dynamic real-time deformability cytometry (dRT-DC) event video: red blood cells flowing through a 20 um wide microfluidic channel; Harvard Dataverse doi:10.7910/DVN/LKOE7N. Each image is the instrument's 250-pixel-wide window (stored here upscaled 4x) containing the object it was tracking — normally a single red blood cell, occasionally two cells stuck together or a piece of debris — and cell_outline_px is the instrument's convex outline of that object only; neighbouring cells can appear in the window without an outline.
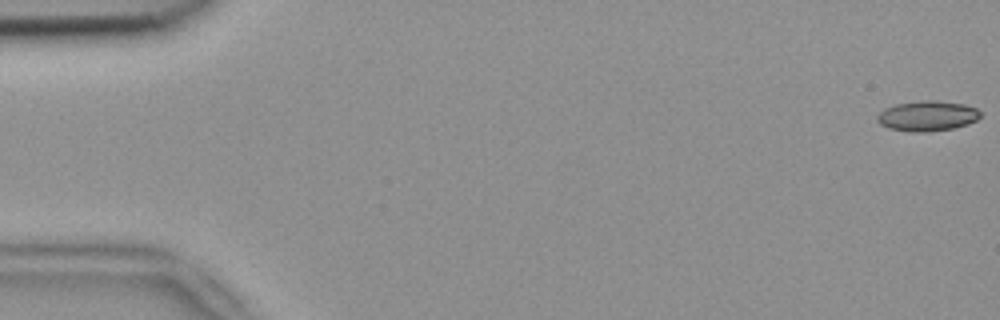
{"species": "common noctule bat (a hibernating species)", "species_latin": "Nyctalus noctula", "temperature_condition": "room temperature", "stored_images_in_passage": 48, "camera_frame_rate_fps": 3000, "um_per_image_px": 0.085, "animal": {"sex": "female", "body_mass_g": 18.4}, "frame": {"image": 1, "passage_image": 1, "time_ms": 0.0, "image_size_px": [1000, 320], "cell_outline_px": [[980, 116], [976, 120], [968, 124], [952, 128], [928, 132], [912, 132], [888, 128], [880, 124], [876, 120], [876, 116], [884, 108], [896, 104], [920, 100], [936, 100], [964, 104], [976, 108], [980, 112]], "centroid_in_image_um": [78.79, 9.85], "position_along_channel_um": 6.2, "area_um2": 18.26}}
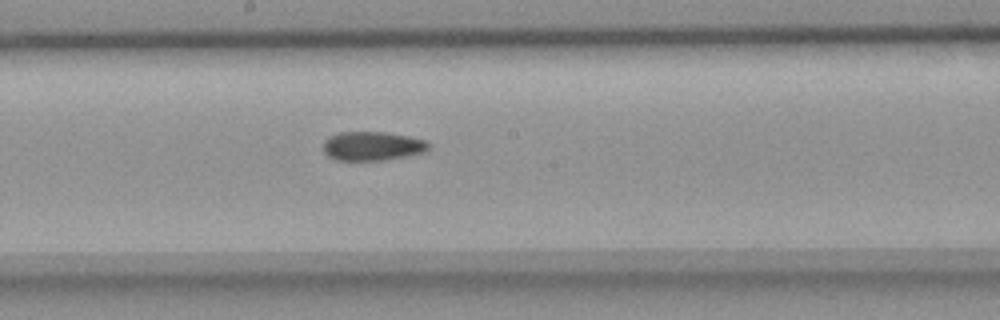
{"frame": {"image": 2, "passage_image": 29, "time_ms": 9.333, "image_size_px": [1000, 320], "cell_outline_px": [[428, 148], [424, 152], [384, 160], [336, 160], [328, 156], [324, 152], [324, 140], [328, 136], [340, 132], [384, 132], [408, 136], [424, 140], [428, 144]], "centroid_in_image_um": [31.6, 12.41], "position_along_channel_um": 216.6, "area_um2": 17.63}}
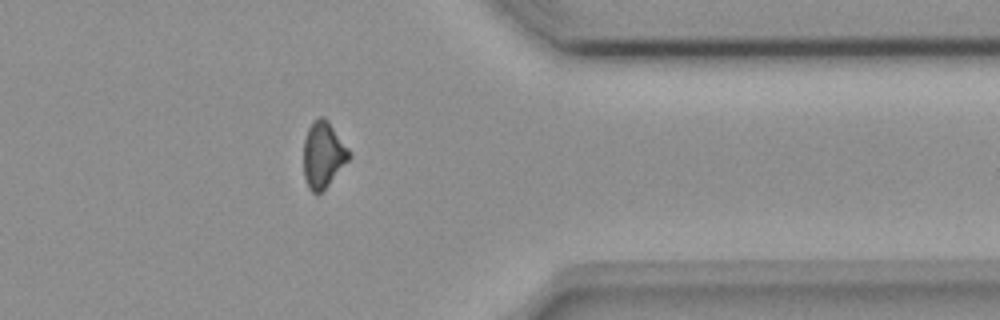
{"frame": {"image": 3, "passage_image": 43, "time_ms": 14.0, "image_size_px": [1000, 320], "cell_outline_px": [[352, 156], [328, 184], [320, 192], [312, 192], [308, 188], [304, 176], [304, 140], [308, 128], [312, 120], [320, 116], [324, 116], [328, 120], [352, 152]], "centroid_in_image_um": [27.48, 13.1], "position_along_channel_um": 383.9, "area_um2": 17.57}}